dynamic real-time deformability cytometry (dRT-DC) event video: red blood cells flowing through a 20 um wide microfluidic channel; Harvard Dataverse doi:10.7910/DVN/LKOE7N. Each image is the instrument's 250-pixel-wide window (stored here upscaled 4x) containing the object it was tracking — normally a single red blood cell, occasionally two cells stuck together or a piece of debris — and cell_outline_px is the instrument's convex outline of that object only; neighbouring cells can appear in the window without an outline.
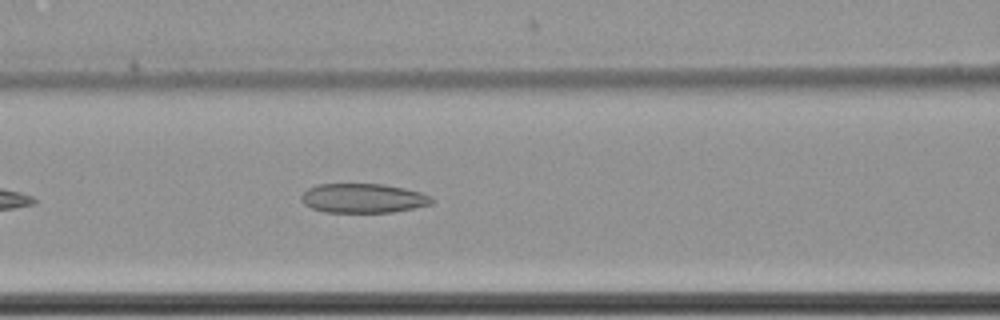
{"species": "common noctule bat (a hibernating species)", "species_latin": "Nyctalus noctula", "temperature_condition": "cold", "stored_images_in_passage": 35, "camera_frame_rate_fps": 3000, "um_per_image_px": 0.085, "animal": {"sex": "female", "body_mass_g": 22.7, "forearm_length_mm": 54.2}, "frame": {"image": 1, "passage_image": 9, "time_ms": 2.667, "image_size_px": [1000, 320], "cell_outline_px": [[432, 204], [416, 208], [392, 212], [324, 212], [312, 208], [304, 204], [300, 200], [300, 196], [308, 188], [316, 184], [384, 184], [404, 188], [420, 192], [432, 196]], "centroid_in_image_um": [30.86, 16.85], "position_along_channel_um": 135.7, "area_um2": 22.43}}
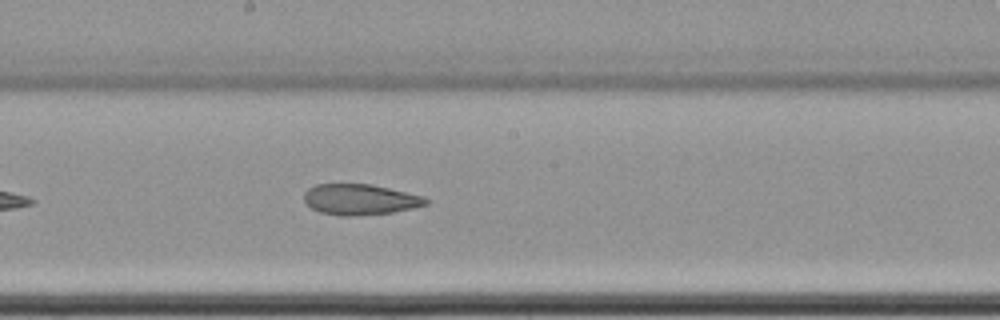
{"frame": {"image": 2, "passage_image": 16, "time_ms": 5.0, "image_size_px": [1000, 320], "cell_outline_px": [[428, 204], [412, 208], [392, 212], [352, 216], [340, 216], [320, 212], [312, 208], [304, 200], [304, 192], [308, 188], [316, 184], [372, 184], [424, 196], [428, 200]], "centroid_in_image_um": [30.59, 16.95], "position_along_channel_um": 217.6, "area_um2": 21.79}}
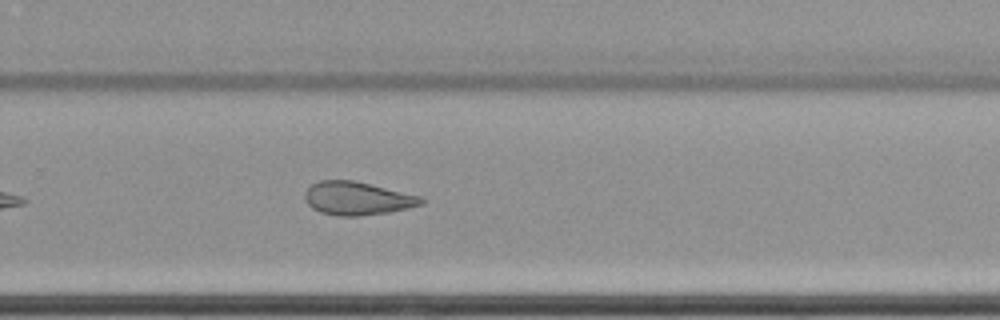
{"frame": {"image": 3, "passage_image": 23, "time_ms": 7.333, "image_size_px": [1000, 320], "cell_outline_px": [[424, 204], [392, 212], [360, 216], [336, 216], [320, 212], [312, 208], [304, 200], [304, 192], [312, 184], [320, 180], [352, 180], [420, 196], [424, 200]], "centroid_in_image_um": [30.34, 16.88], "position_along_channel_um": 299.5, "area_um2": 22.6}, "authors_computed_cell_mechanics": {"area_um2": 22.831, "velocity_mm_per_s": 3.5129, "shape_relaxation_time_tau1_ms": null, "shape_relaxation_time_tau2_ms": 5.3284, "deformation_change_tau1": null, "deformation_change_tau2": 0.1262}}